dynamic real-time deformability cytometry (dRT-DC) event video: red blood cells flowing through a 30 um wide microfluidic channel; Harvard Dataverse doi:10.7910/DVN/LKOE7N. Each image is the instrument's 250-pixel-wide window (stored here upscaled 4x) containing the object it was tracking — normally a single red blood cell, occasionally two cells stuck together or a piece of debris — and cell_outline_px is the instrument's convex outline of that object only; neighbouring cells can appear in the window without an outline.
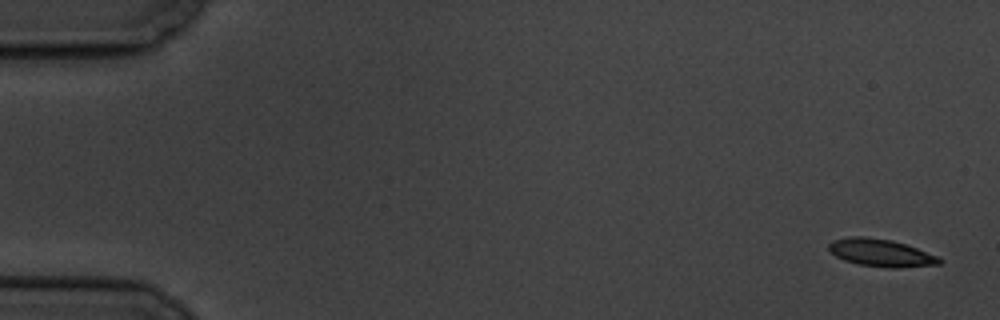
{"species": "common noctule bat (a hibernating species)", "species_latin": "Nyctalus noctula", "temperature_condition": "cold", "stored_images_in_passage": 5, "camera_frame_rate_fps": 3000, "um_per_image_px": 0.085, "animal": {"sex": "male", "body_mass_g": 19.5, "forearm_length_mm": 54.6}, "frame": {"image": 1, "passage_image": 1, "time_ms": 0.0, "image_size_px": [1000, 320], "cell_outline_px": [[944, 260], [940, 264], [896, 268], [892, 268], [860, 264], [844, 260], [836, 256], [828, 248], [828, 244], [832, 240], [852, 236], [864, 236], [892, 240], [940, 256]], "centroid_in_image_um": [74.9, 21.48], "position_along_channel_um": 10.1, "area_um2": 17.69}}
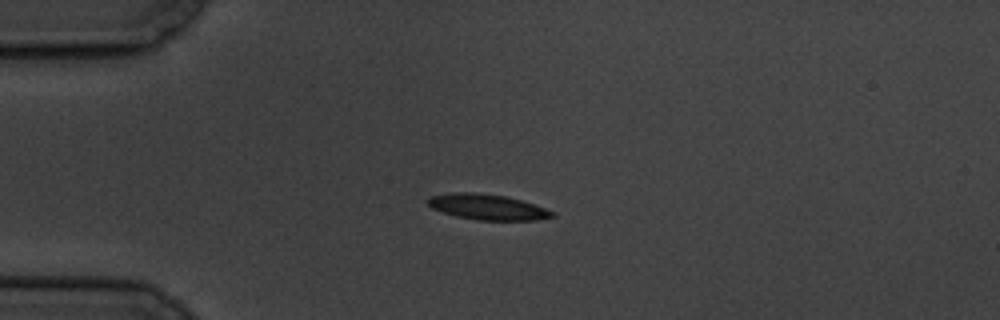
{"frame": {"image": 2, "passage_image": 4, "time_ms": 4.333, "image_size_px": [1000, 320], "cell_outline_px": [[556, 216], [536, 220], [476, 220], [456, 216], [432, 208], [424, 200], [432, 196], [452, 192], [476, 192], [504, 196], [520, 200], [556, 212]], "centroid_in_image_um": [41.42, 17.59], "position_along_channel_um": 43.6, "area_um2": 18.44}}